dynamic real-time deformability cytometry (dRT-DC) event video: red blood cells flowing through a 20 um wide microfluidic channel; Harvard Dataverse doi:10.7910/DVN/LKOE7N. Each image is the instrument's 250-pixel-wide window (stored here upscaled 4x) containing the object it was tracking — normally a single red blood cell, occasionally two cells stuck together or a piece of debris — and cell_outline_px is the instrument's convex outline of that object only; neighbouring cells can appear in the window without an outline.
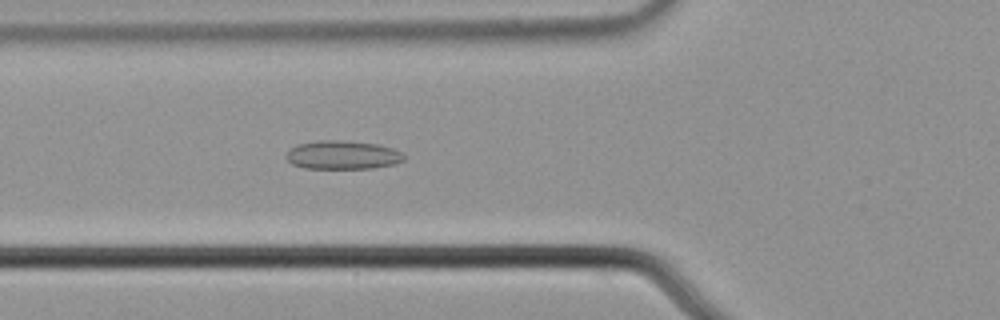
{"species": "common noctule bat (a hibernating species)", "species_latin": "Nyctalus noctula", "temperature_condition": "cold", "stored_images_in_passage": 56, "camera_frame_rate_fps": 3000, "um_per_image_px": 0.085, "animal": {"sex": "male", "body_mass_g": 21.5, "forearm_length_mm": 52.0}, "frame": {"image": 1, "passage_image": 21, "time_ms": 6.667, "image_size_px": [1000, 320], "cell_outline_px": [[404, 160], [396, 164], [372, 168], [304, 168], [292, 164], [284, 156], [296, 144], [320, 140], [340, 140], [376, 144], [392, 148], [404, 152]], "centroid_in_image_um": [29.13, 13.17], "position_along_channel_um": 96.7, "area_um2": 19.65}}
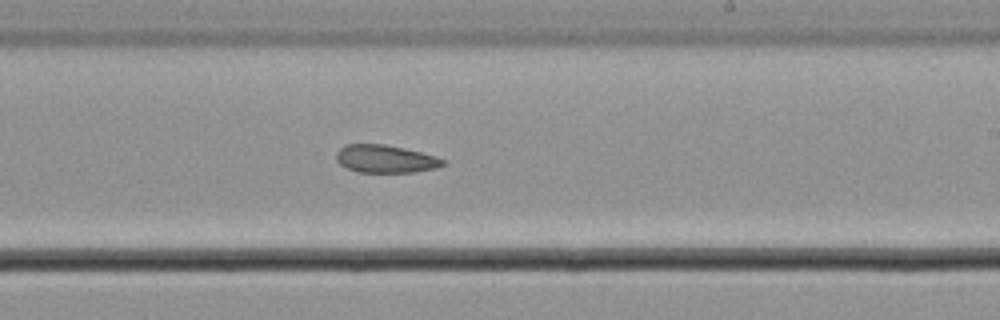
{"frame": {"image": 2, "passage_image": 34, "time_ms": 11.0, "image_size_px": [1000, 320], "cell_outline_px": [[448, 164], [436, 168], [412, 172], [360, 172], [348, 168], [340, 164], [336, 160], [336, 152], [340, 148], [348, 144], [384, 144], [404, 148], [436, 156], [444, 160]], "centroid_in_image_um": [32.78, 13.5], "position_along_channel_um": 256.2, "area_um2": 17.22}}
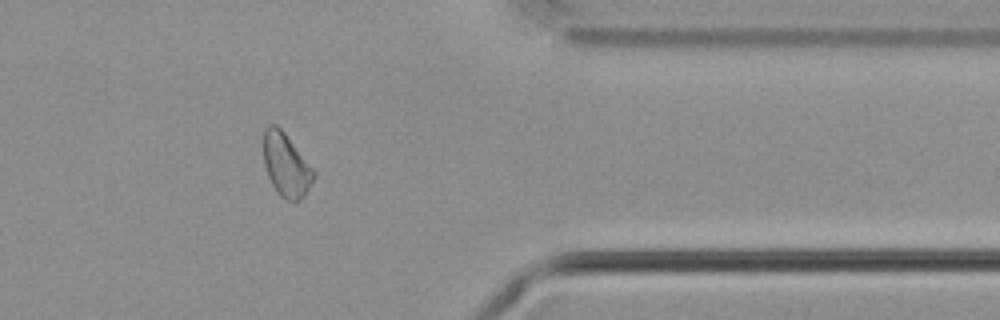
{"frame": {"image": 3, "passage_image": 46, "time_ms": 15.0, "image_size_px": [1000, 320], "cell_outline_px": [[316, 176], [304, 196], [296, 204], [280, 196], [272, 184], [268, 176], [264, 164], [264, 128], [268, 124], [276, 124], [284, 132], [316, 172]], "centroid_in_image_um": [24.33, 14.04], "position_along_channel_um": 387.1, "area_um2": 18.55}}